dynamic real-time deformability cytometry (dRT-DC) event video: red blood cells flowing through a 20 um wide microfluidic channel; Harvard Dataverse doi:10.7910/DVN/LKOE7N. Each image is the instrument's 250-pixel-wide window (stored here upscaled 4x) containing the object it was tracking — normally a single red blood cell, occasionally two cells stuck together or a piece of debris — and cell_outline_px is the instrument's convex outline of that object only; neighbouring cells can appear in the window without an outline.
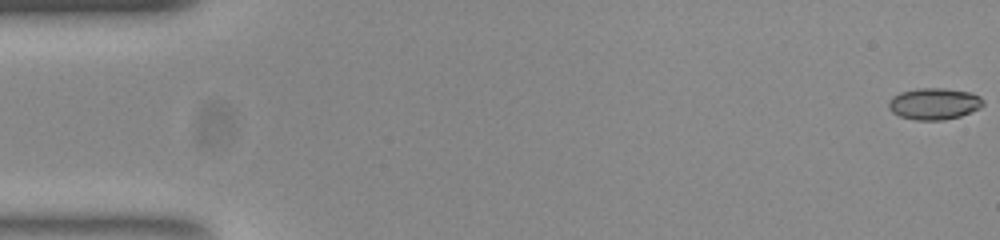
{"species": "common noctule bat (a hibernating species)", "species_latin": "Nyctalus noctula", "temperature_condition": "room temperature", "stored_images_in_passage": 54, "camera_frame_rate_fps": 3000, "um_per_image_px": 0.085, "animal": {"sex": "female", "body_mass_g": 23.0, "forearm_length_mm": 53.4}, "frame": {"image": 1, "passage_image": 1, "time_ms": 0.0, "image_size_px": [1000, 240], "cell_outline_px": [[984, 104], [980, 108], [960, 116], [944, 120], [916, 120], [900, 116], [892, 112], [888, 108], [888, 104], [892, 96], [900, 92], [916, 88], [944, 88], [972, 92], [980, 96], [984, 100]], "centroid_in_image_um": [79.41, 8.81], "position_along_channel_um": 5.6, "area_um2": 17.57}}
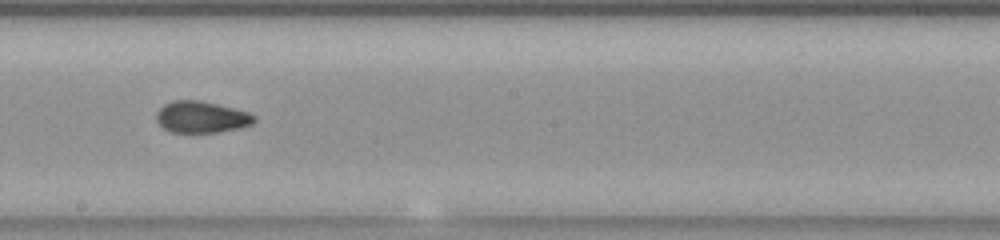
{"frame": {"image": 2, "passage_image": 30, "time_ms": 9.667, "image_size_px": [1000, 240], "cell_outline_px": [[256, 120], [252, 124], [240, 128], [216, 132], [172, 132], [164, 128], [156, 120], [156, 112], [164, 104], [172, 100], [200, 100], [248, 112], [256, 116]], "centroid_in_image_um": [17.11, 9.94], "position_along_channel_um": 231.1, "area_um2": 17.92}}
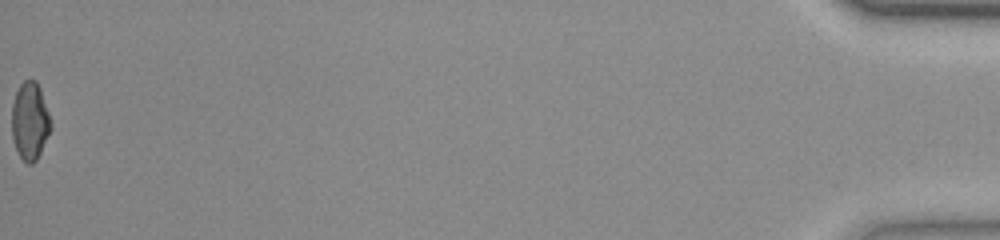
{"frame": {"image": 3, "passage_image": 54, "time_ms": 17.667, "image_size_px": [1000, 240], "cell_outline_px": [[52, 128], [36, 160], [32, 164], [28, 164], [20, 156], [12, 140], [12, 104], [16, 92], [20, 84], [24, 80], [36, 80], [40, 88], [52, 124]], "centroid_in_image_um": [2.54, 10.28], "position_along_channel_um": 432.7, "area_um2": 17.57}, "authors_computed_cell_mechanics": {"area_um2": 18.0336, "velocity_mm_per_s": 3.8704, "shape_relaxation_time_tau1_ms": null, "shape_relaxation_time_tau2_ms": 1.4605, "deformation_change_tau1": null, "deformation_change_tau2": 0.0515}}